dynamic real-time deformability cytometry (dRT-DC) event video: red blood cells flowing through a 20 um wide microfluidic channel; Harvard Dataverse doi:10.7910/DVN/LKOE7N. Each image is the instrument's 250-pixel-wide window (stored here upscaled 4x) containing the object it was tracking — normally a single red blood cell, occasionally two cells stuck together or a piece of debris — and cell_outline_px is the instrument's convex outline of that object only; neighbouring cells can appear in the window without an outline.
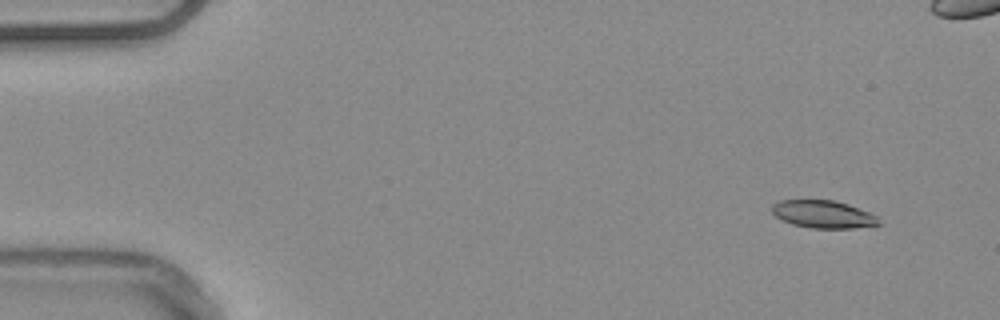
{"species": "common noctule bat (a hibernating species)", "species_latin": "Nyctalus noctula", "temperature_condition": "warm", "stored_images_in_passage": 55, "camera_frame_rate_fps": 3000, "um_per_image_px": 0.085, "animal": {"sex": "male", "body_mass_g": 20.4}, "frame": {"image": 1, "passage_image": 4, "time_ms": 1.0, "image_size_px": [1000, 320], "cell_outline_px": [[880, 224], [852, 228], [812, 228], [792, 224], [780, 220], [772, 212], [772, 204], [780, 200], [832, 200], [848, 204], [868, 212], [876, 216]], "centroid_in_image_um": [69.92, 18.21], "position_along_channel_um": 15.1, "area_um2": 17.05}}
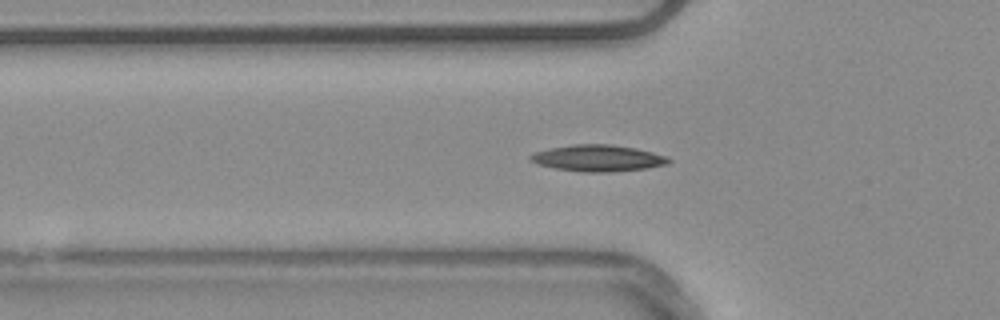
{"frame": {"image": 2, "passage_image": 18, "time_ms": 5.667, "image_size_px": [1000, 320], "cell_outline_px": [[672, 160], [668, 164], [648, 168], [612, 172], [584, 172], [556, 168], [540, 164], [528, 160], [528, 156], [536, 152], [552, 148], [572, 144], [612, 144], [636, 148], [668, 156]], "centroid_in_image_um": [50.88, 13.44], "position_along_channel_um": 74.9, "area_um2": 21.33}}
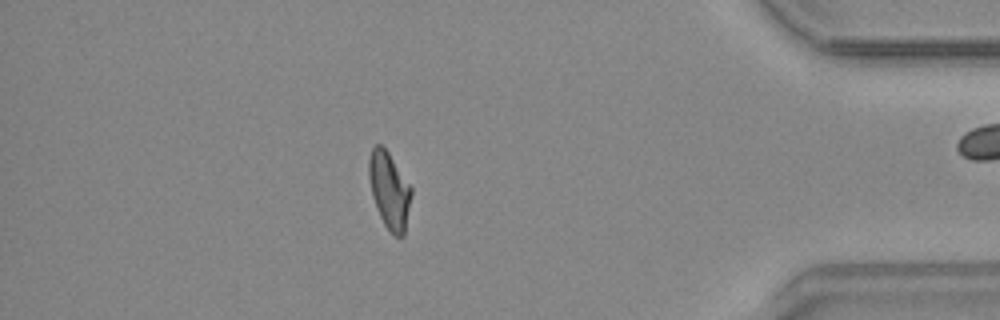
{"frame": {"image": 3, "passage_image": 47, "time_ms": 15.333, "image_size_px": [1000, 320], "cell_outline_px": [[412, 196], [404, 236], [396, 236], [384, 224], [380, 216], [372, 196], [368, 176], [368, 160], [372, 148], [376, 144], [380, 144], [388, 152], [412, 188]], "centroid_in_image_um": [33.09, 16.17], "position_along_channel_um": 402.1, "area_um2": 18.84}, "authors_computed_cell_mechanics": {"area_um2": 18.9006, "velocity_mm_per_s": 3.7791, "shape_relaxation_time_tau1_ms": 7.7285, "shape_relaxation_time_tau2_ms": 4.7396, "deformation_change_tau1": 0.1807, "deformation_change_tau2": 0.1052}}